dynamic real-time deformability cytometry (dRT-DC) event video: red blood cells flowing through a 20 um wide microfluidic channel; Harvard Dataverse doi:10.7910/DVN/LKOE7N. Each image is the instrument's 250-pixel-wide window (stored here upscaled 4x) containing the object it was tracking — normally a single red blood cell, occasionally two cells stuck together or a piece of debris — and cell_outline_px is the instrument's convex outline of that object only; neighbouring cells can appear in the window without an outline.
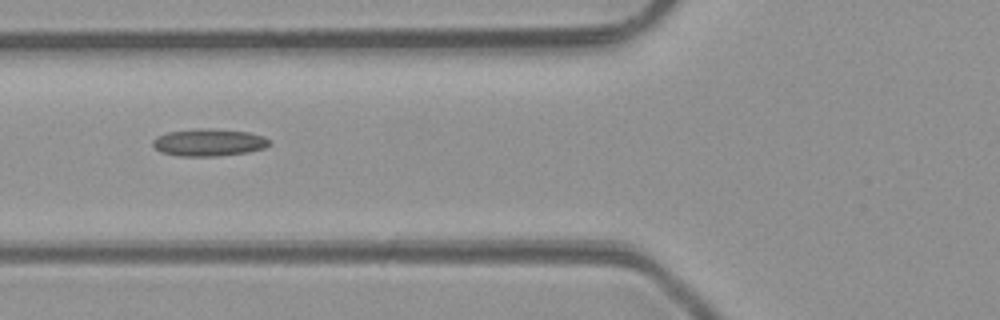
{"species": "common noctule bat (a hibernating species)", "species_latin": "Nyctalus noctula", "temperature_condition": "room temperature", "stored_images_in_passage": 7, "camera_frame_rate_fps": 3000, "um_per_image_px": 0.085, "animal": {"sex": "male", "body_mass_g": 23.1, "forearm_length_mm": 52.7}, "frame": {"image": 1, "passage_image": 6, "time_ms": 5.667, "image_size_px": [1000, 320], "cell_outline_px": [[272, 144], [264, 148], [248, 152], [216, 156], [180, 156], [160, 152], [152, 144], [152, 140], [156, 136], [168, 132], [200, 128], [208, 128], [248, 132], [264, 136]], "centroid_in_image_um": [17.74, 12.11], "position_along_channel_um": 108.1, "area_um2": 18.55}}
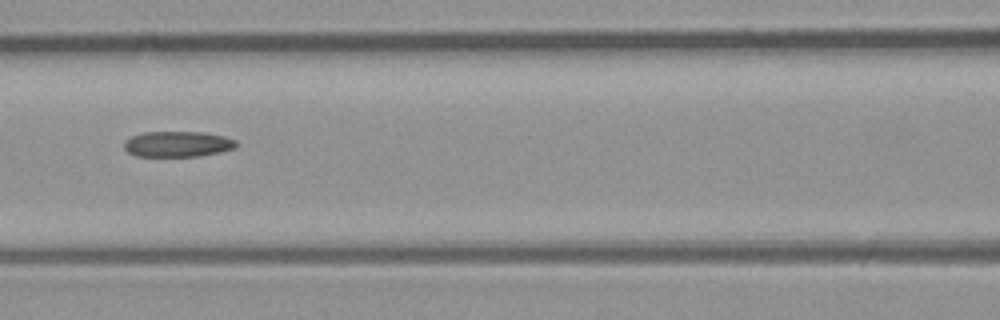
{"frame": {"image": 2, "passage_image": 7, "time_ms": 6.667, "image_size_px": [1000, 320], "cell_outline_px": [[236, 148], [220, 152], [200, 156], [136, 156], [128, 152], [124, 148], [124, 140], [132, 136], [144, 132], [200, 132], [224, 136], [236, 140]], "centroid_in_image_um": [15.09, 12.25], "position_along_channel_um": 151.5, "area_um2": 16.76}}